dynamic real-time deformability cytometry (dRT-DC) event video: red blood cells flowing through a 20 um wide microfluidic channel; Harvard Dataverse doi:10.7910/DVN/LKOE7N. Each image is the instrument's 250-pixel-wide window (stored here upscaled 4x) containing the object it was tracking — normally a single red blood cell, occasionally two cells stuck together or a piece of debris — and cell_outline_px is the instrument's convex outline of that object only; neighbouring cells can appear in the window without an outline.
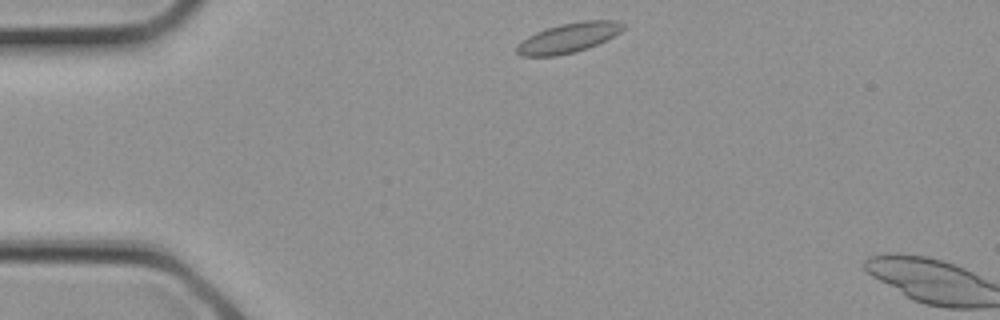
{"species": "common noctule bat (a hibernating species)", "species_latin": "Nyctalus noctula", "temperature_condition": "cold", "stored_images_in_passage": 2, "camera_frame_rate_fps": 3000, "um_per_image_px": 0.085, "animal": {"sex": "female", "body_mass_g": 21.9}, "frame": {"image": 1, "passage_image": 1, "time_ms": 0.0, "image_size_px": [1000, 320], "cell_outline_px": [[624, 28], [620, 32], [596, 44], [572, 52], [556, 56], [520, 56], [516, 52], [516, 48], [528, 36], [536, 32], [560, 24], [584, 20], [616, 20], [624, 24]], "centroid_in_image_um": [48.31, 3.2], "position_along_channel_um": 36.7, "area_um2": 17.98}}